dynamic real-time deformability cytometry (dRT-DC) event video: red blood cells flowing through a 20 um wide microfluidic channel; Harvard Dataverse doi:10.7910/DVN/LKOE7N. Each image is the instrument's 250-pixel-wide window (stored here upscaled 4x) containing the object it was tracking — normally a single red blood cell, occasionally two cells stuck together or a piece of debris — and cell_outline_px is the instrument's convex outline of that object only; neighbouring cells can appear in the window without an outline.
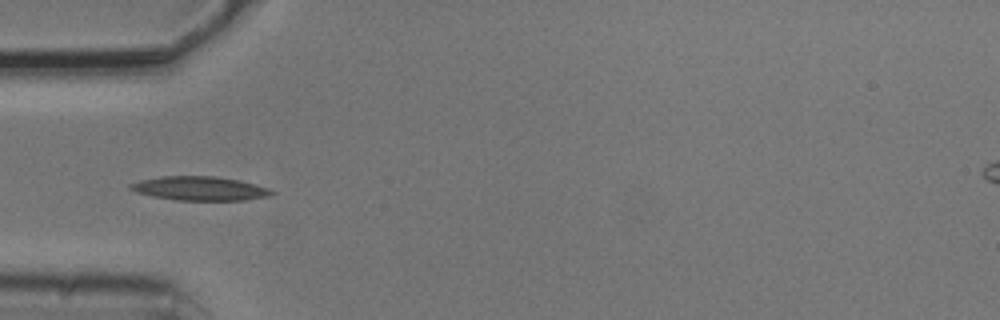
{"species": "common noctule bat (a hibernating species)", "species_latin": "Nyctalus noctula", "temperature_condition": "cold", "stored_images_in_passage": 7, "camera_frame_rate_fps": 3000, "um_per_image_px": 0.085, "animal": {"sex": "male", "body_mass_g": 20.5, "forearm_length_mm": 52.5}, "frame": {"image": 1, "passage_image": 4, "time_ms": 1.0, "image_size_px": [1000, 320], "cell_outline_px": [[276, 192], [268, 196], [244, 200], [176, 200], [152, 196], [136, 192], [128, 188], [128, 184], [140, 180], [160, 176], [212, 176], [240, 180], [268, 188]], "centroid_in_image_um": [16.94, 16.01], "position_along_channel_um": 68.1, "area_um2": 19.71}}
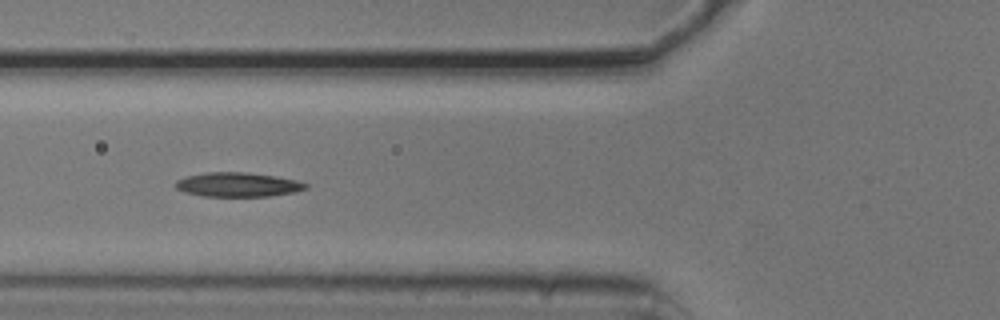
{"frame": {"image": 2, "passage_image": 5, "time_ms": 1.333, "image_size_px": [1000, 320], "cell_outline_px": [[308, 188], [296, 192], [268, 196], [200, 196], [184, 192], [176, 188], [176, 180], [188, 176], [208, 172], [248, 172], [276, 176], [296, 180], [308, 184]], "centroid_in_image_um": [20.24, 15.69], "position_along_channel_um": 105.6, "area_um2": 18.44}}
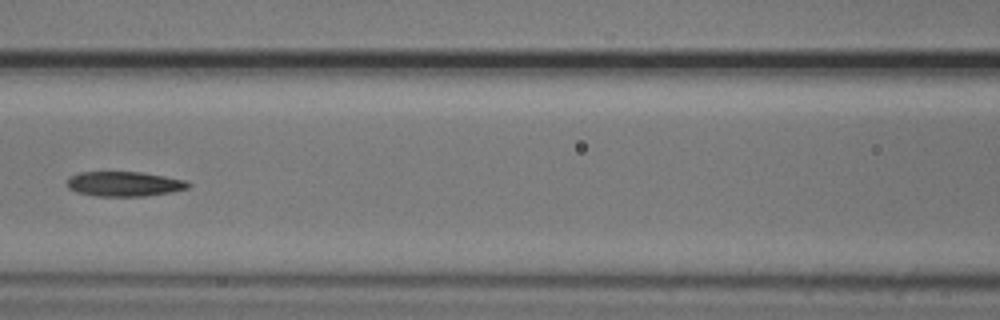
{"frame": {"image": 3, "passage_image": 6, "time_ms": 1.667, "image_size_px": [1000, 320], "cell_outline_px": [[192, 184], [188, 188], [172, 192], [144, 196], [96, 196], [76, 192], [68, 188], [68, 176], [80, 172], [140, 172], [188, 180]], "centroid_in_image_um": [10.58, 15.63], "position_along_channel_um": 156.0, "area_um2": 17.63}}